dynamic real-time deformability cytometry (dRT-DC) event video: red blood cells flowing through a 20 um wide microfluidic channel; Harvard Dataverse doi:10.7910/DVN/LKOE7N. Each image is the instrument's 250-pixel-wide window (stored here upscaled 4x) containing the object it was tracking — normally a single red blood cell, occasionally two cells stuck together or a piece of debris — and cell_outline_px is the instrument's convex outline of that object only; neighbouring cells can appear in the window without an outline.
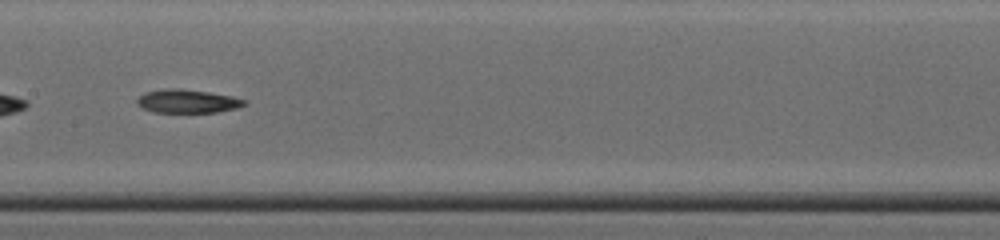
{"species": "common noctule bat (a hibernating species)", "species_latin": "Nyctalus noctula", "temperature_condition": "cold", "stored_images_in_passage": 31, "camera_frame_rate_fps": 3000, "um_per_image_px": 0.085, "animal": {"sex": "male", "body_mass_g": 19.0, "forearm_length_mm": 50.8}, "frame": {"image": 1, "passage_image": 14, "time_ms": 4.333, "image_size_px": [1000, 240], "cell_outline_px": [[248, 100], [244, 104], [236, 108], [216, 112], [152, 112], [136, 104], [136, 100], [144, 92], [164, 88], [180, 88], [208, 92], [232, 96]], "centroid_in_image_um": [15.9, 8.59], "position_along_channel_um": 191.5, "area_um2": 14.68}, "authors_computed_cell_mechanics": {"area_um2": 14.8546, "velocity_mm_per_s": 4.3701, "shape_relaxation_time_tau1_ms": null, "shape_relaxation_time_tau2_ms": 4.1336, "deformation_change_tau1": null, "deformation_change_tau2": 0.1341}}